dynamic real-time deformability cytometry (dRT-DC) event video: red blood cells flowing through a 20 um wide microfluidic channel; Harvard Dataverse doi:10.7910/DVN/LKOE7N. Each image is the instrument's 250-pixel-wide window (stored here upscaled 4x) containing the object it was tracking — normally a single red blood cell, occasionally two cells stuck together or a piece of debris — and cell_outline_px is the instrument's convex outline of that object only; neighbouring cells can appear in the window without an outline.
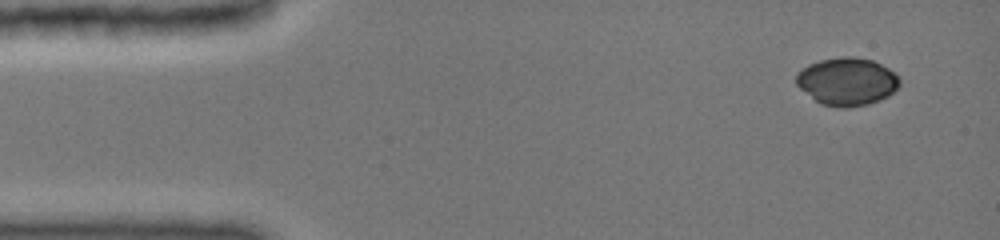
{"species": "common noctule bat (a hibernating species)", "species_latin": "Nyctalus noctula", "temperature_condition": "cold", "stored_images_in_passage": 19, "camera_frame_rate_fps": 3000, "um_per_image_px": 0.085, "animal": {"sex": "female", "body_mass_g": 19.0, "forearm_length_mm": 51.5}, "frame": {"image": 1, "passage_image": 1, "time_ms": 0.0, "image_size_px": [1000, 240], "cell_outline_px": [[900, 84], [888, 96], [868, 104], [840, 108], [836, 108], [820, 104], [800, 88], [796, 84], [796, 76], [804, 68], [820, 60], [848, 56], [872, 60], [888, 68], [900, 80]], "centroid_in_image_um": [71.99, 6.95], "position_along_channel_um": 13.0, "area_um2": 28.26}}
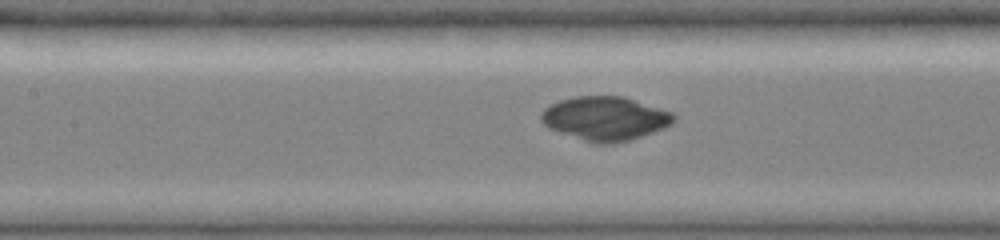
{"frame": {"image": 2, "passage_image": 11, "time_ms": 6.0, "image_size_px": [1000, 240], "cell_outline_px": [[676, 116], [668, 124], [652, 132], [628, 140], [612, 144], [596, 144], [548, 128], [540, 120], [540, 116], [544, 108], [560, 100], [576, 96], [620, 96], [672, 112]], "centroid_in_image_um": [51.37, 10.07], "position_along_channel_um": 156.0, "area_um2": 33.23}}
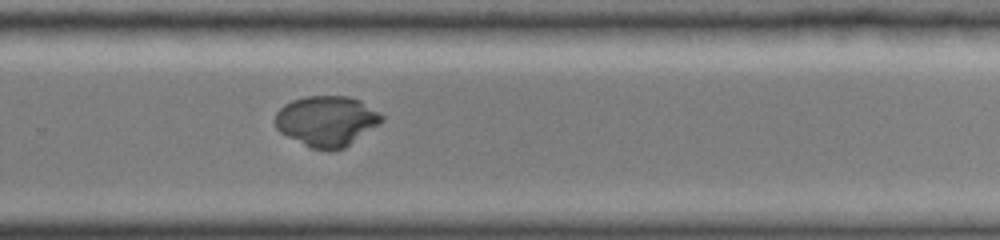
{"frame": {"image": 3, "passage_image": 19, "time_ms": 9.667, "image_size_px": [1000, 240], "cell_outline_px": [[384, 120], [380, 124], [344, 148], [332, 152], [328, 152], [308, 148], [280, 132], [276, 128], [276, 112], [284, 104], [292, 100], [304, 96], [348, 96], [360, 100], [384, 116]], "centroid_in_image_um": [27.76, 10.31], "position_along_channel_um": 302.0, "area_um2": 31.67}}